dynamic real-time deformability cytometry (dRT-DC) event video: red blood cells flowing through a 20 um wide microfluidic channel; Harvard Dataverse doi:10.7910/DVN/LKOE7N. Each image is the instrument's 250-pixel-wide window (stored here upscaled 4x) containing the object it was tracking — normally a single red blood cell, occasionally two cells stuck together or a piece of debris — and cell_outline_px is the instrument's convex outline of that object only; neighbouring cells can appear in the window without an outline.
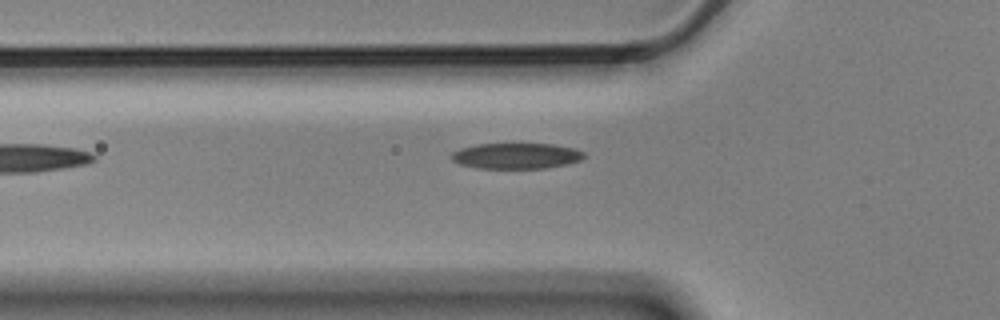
{"species": "Egyptian fruit bat (a non-hibernating species)", "species_latin": "Rousettus aegyptiacus", "temperature_condition": "cold", "stored_images_in_passage": 6, "camera_frame_rate_fps": 3000, "um_per_image_px": 0.085, "animal": {"sex": "male"}, "frame": {"image": 1, "passage_image": 5, "time_ms": 1.333, "image_size_px": [1000, 320], "cell_outline_px": [[584, 156], [580, 160], [564, 164], [544, 168], [476, 168], [460, 164], [452, 160], [452, 152], [460, 148], [476, 144], [552, 144], [572, 148], [584, 152]], "centroid_in_image_um": [43.83, 13.24], "position_along_channel_um": 82.0, "area_um2": 19.65}}
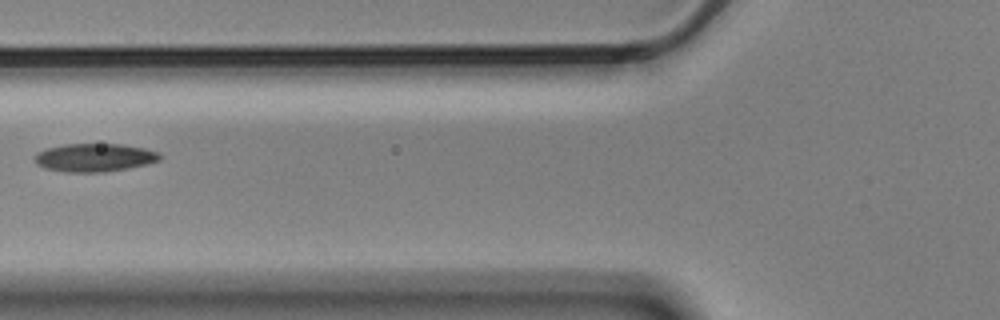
{"frame": {"image": 2, "passage_image": 6, "time_ms": 1.667, "image_size_px": [1000, 320], "cell_outline_px": [[160, 160], [148, 164], [128, 168], [104, 172], [68, 172], [44, 168], [36, 164], [36, 152], [48, 148], [64, 144], [124, 144], [144, 148], [160, 152]], "centroid_in_image_um": [8.06, 13.39], "position_along_channel_um": 117.7, "area_um2": 20.58}}